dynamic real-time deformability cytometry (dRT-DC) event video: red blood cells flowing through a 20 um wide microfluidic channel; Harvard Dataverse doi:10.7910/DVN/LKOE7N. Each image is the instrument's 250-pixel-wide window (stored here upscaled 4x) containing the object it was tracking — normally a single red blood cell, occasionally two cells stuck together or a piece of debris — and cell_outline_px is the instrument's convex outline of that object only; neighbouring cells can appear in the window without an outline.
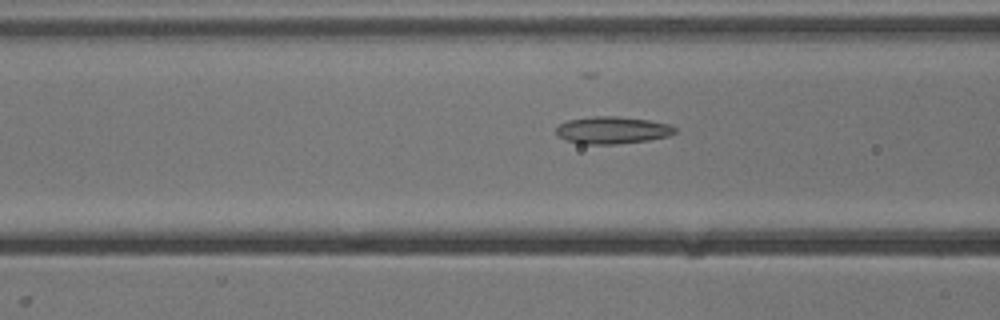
{"species": "common noctule bat (a hibernating species)", "species_latin": "Nyctalus noctula", "temperature_condition": "cold", "stored_images_in_passage": 48, "camera_frame_rate_fps": 3000, "um_per_image_px": 0.085, "animal": {"sex": "male", "body_mass_g": 13.3}, "frame": {"image": 1, "passage_image": 15, "time_ms": 4.667, "image_size_px": [1000, 320], "cell_outline_px": [[676, 132], [668, 136], [648, 140], [616, 144], [580, 144], [564, 140], [556, 136], [556, 128], [560, 124], [568, 120], [592, 116], [616, 116], [648, 120], [668, 124], [676, 128]], "centroid_in_image_um": [52.0, 11.07], "position_along_channel_um": 114.6, "area_um2": 18.9}}
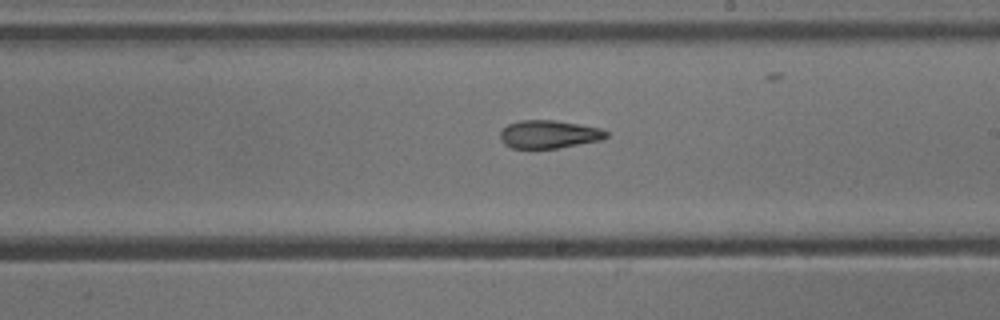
{"frame": {"image": 2, "passage_image": 25, "time_ms": 8.0, "image_size_px": [1000, 320], "cell_outline_px": [[608, 136], [600, 140], [556, 148], [512, 148], [504, 144], [500, 140], [500, 132], [508, 124], [520, 120], [556, 120], [600, 128], [608, 132]], "centroid_in_image_um": [46.63, 11.41], "position_along_channel_um": 242.4, "area_um2": 17.22}}
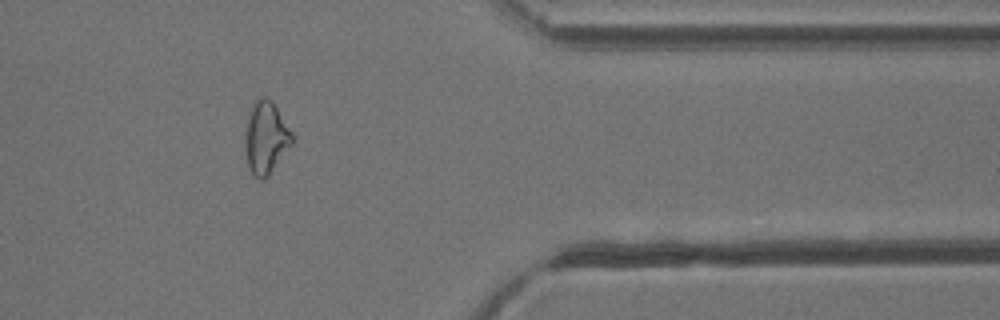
{"frame": {"image": 3, "passage_image": 38, "time_ms": 12.333, "image_size_px": [1000, 320], "cell_outline_px": [[292, 144], [268, 176], [264, 180], [260, 180], [248, 168], [244, 148], [244, 140], [248, 120], [252, 108], [256, 100], [260, 96], [264, 96], [272, 100], [292, 132]], "centroid_in_image_um": [22.59, 11.72], "position_along_channel_um": 388.8, "area_um2": 19.65}, "authors_computed_cell_mechanics": {"area_um2": 18.9295, "velocity_mm_per_s": 3.8303, "shape_relaxation_time_tau1_ms": null, "shape_relaxation_time_tau2_ms": 3.7813, "deformation_change_tau1": null, "deformation_change_tau2": 0.1365}}